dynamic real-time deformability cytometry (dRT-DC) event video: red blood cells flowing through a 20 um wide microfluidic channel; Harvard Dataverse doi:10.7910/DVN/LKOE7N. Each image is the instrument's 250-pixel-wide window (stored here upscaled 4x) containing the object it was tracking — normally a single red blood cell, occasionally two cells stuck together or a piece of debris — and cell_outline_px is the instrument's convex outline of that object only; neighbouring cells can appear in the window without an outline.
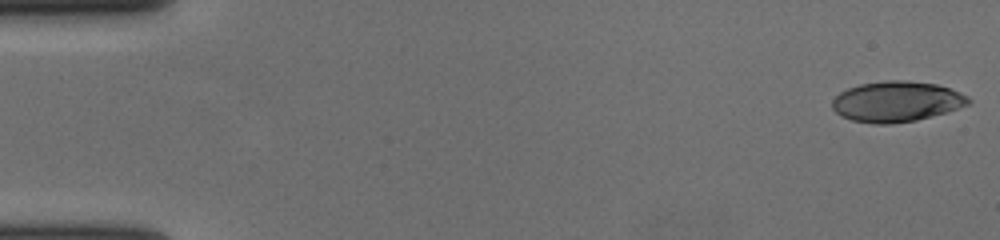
{"species": "human", "species_latin": "Homo sapiens", "temperature_condition": "cold", "stored_images_in_passage": 57, "camera_frame_rate_fps": 3000, "um_per_image_px": 0.085, "donor": {"sex": "female"}, "frame": {"image": 1, "passage_image": 1, "time_ms": 0.0, "image_size_px": [1000, 240], "cell_outline_px": [[972, 100], [968, 104], [944, 112], [916, 120], [888, 124], [876, 124], [852, 120], [840, 116], [832, 108], [832, 100], [840, 92], [848, 88], [860, 84], [884, 80], [908, 80], [936, 84], [960, 92], [968, 96]], "centroid_in_image_um": [76.17, 8.62], "position_along_channel_um": 8.8, "area_um2": 32.02}}
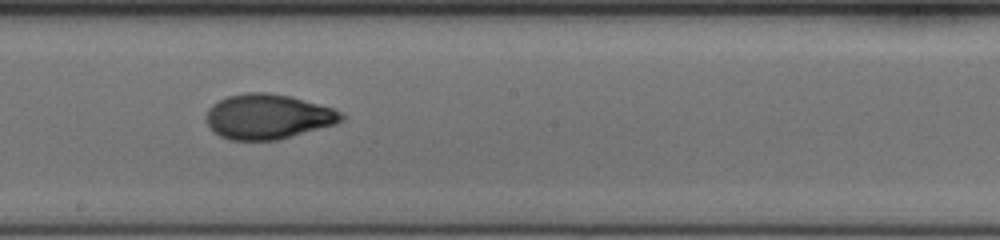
{"frame": {"image": 2, "passage_image": 32, "time_ms": 10.333, "image_size_px": [1000, 240], "cell_outline_px": [[344, 120], [336, 124], [280, 140], [228, 140], [212, 132], [208, 124], [208, 108], [212, 104], [228, 96], [244, 92], [268, 92], [288, 96], [332, 108], [340, 112], [344, 116]], "centroid_in_image_um": [22.77, 9.93], "position_along_channel_um": 225.4, "area_um2": 35.37}}
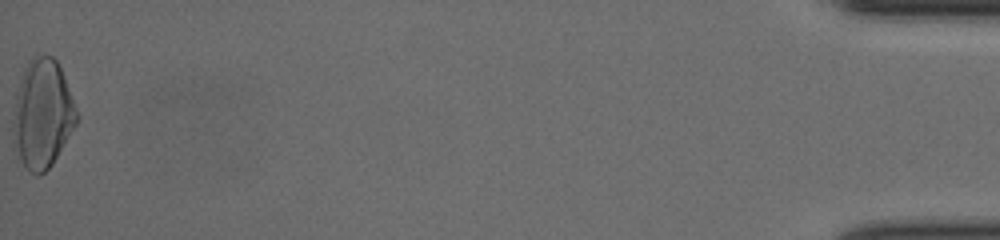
{"frame": {"image": 3, "passage_image": 57, "time_ms": 18.667, "image_size_px": [1000, 240], "cell_outline_px": [[80, 116], [76, 124], [52, 164], [40, 176], [36, 176], [20, 160], [12, 144], [12, 124], [16, 92], [24, 68], [28, 60], [32, 56], [52, 56], [56, 60], [60, 68]], "centroid_in_image_um": [3.59, 9.7], "position_along_channel_um": 431.6, "area_um2": 40.29}, "authors_computed_cell_mechanics": {"area_um2": 34.5066, "velocity_mm_per_s": 3.6947, "shape_relaxation_time_tau1_ms": 5.537, "shape_relaxation_time_tau2_ms": 0.8743, "deformation_change_tau1": 0.2099, "deformation_change_tau2": 0.0532}}